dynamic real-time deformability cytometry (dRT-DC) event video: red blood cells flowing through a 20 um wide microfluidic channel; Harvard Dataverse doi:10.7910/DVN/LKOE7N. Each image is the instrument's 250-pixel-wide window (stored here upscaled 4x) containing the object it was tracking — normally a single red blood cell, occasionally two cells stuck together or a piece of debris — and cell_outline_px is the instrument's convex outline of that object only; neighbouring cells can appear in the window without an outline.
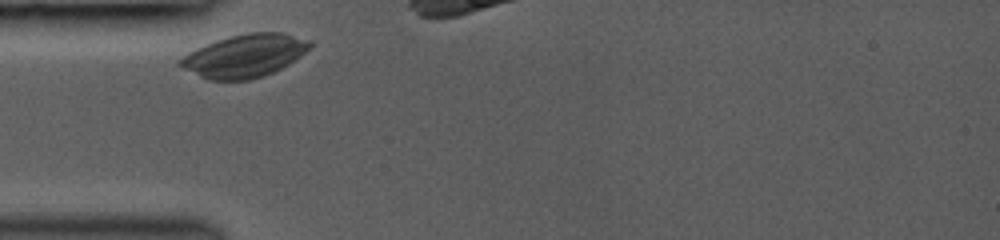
{"species": "common noctule bat (a hibernating species)", "species_latin": "Nyctalus noctula", "temperature_condition": "room temperature", "stored_images_in_passage": 6, "camera_frame_rate_fps": 3000, "um_per_image_px": 0.085, "animal": {"sex": "female", "body_mass_g": 19.0, "forearm_length_mm": 53.3}, "frame": {"image": 1, "passage_image": 1, "time_ms": 0.0, "image_size_px": [1000, 240], "cell_outline_px": [[312, 44], [300, 56], [288, 64], [264, 76], [248, 80], [208, 80], [176, 64], [176, 60], [188, 52], [196, 48], [216, 40], [228, 36], [248, 32], [284, 32], [312, 40]], "centroid_in_image_um": [20.77, 4.73], "position_along_channel_um": 64.2, "area_um2": 32.54}}
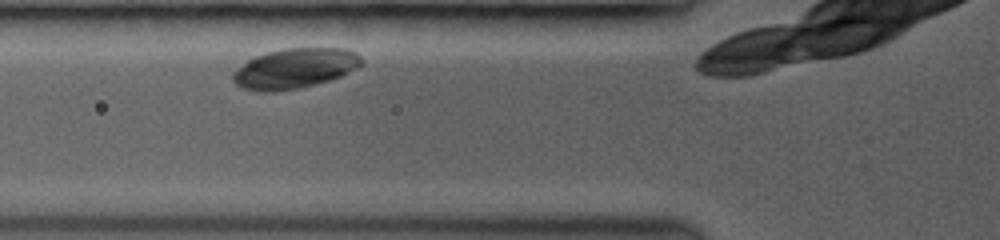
{"frame": {"image": 2, "passage_image": 2, "time_ms": 1.0, "image_size_px": [1000, 240], "cell_outline_px": [[364, 64], [340, 76], [328, 80], [296, 88], [272, 92], [260, 92], [240, 88], [232, 80], [232, 72], [236, 68], [252, 56], [284, 48], [344, 48], [356, 52], [364, 60]], "centroid_in_image_um": [25.01, 5.8], "position_along_channel_um": 100.8, "area_um2": 30.17}}
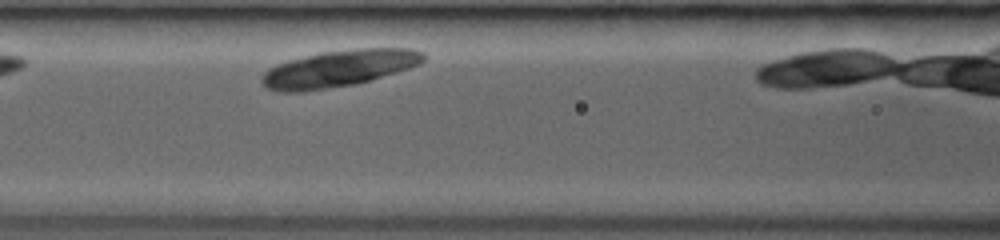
{"frame": {"image": 3, "passage_image": 3, "time_ms": 2.0, "image_size_px": [1000, 240], "cell_outline_px": [[424, 60], [420, 64], [372, 80], [356, 84], [300, 92], [280, 92], [264, 88], [260, 84], [260, 76], [268, 68], [276, 64], [288, 60], [320, 52], [356, 48], [412, 48], [424, 52]], "centroid_in_image_um": [28.75, 5.82], "position_along_channel_um": 137.9, "area_um2": 34.97}}